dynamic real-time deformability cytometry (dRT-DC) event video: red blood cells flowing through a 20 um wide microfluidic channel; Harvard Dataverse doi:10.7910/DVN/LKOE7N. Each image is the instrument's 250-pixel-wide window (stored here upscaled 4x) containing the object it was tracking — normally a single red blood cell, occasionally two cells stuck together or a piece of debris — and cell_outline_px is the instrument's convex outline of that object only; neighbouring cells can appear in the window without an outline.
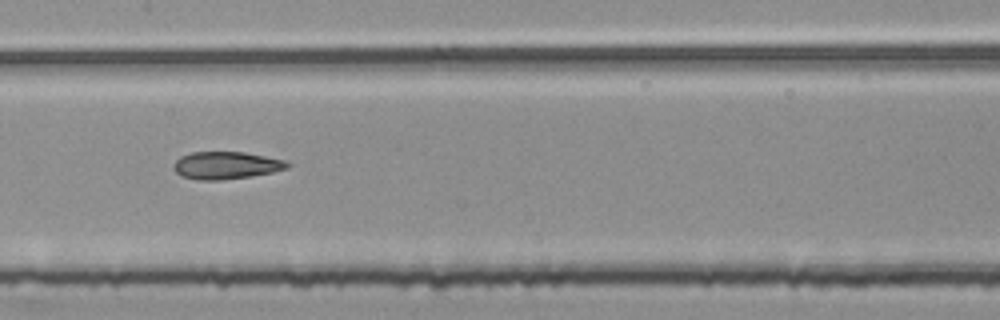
{"species": "common noctule bat (a hibernating species)", "species_latin": "Nyctalus noctula", "temperature_condition": "room temperature", "stored_images_in_passage": 54, "segment_of_instrument_passage": [2, 2], "camera_frame_rate_fps": 3000, "um_per_image_px": 0.085, "animal": {"sex": "female", "body_mass_g": 25.1}, "frame": {"image": 1, "passage_image": 27, "time_ms": 8.667, "image_size_px": [1000, 320], "cell_outline_px": [[292, 164], [288, 168], [272, 172], [252, 176], [220, 180], [196, 180], [184, 176], [176, 172], [172, 168], [172, 164], [180, 156], [192, 152], [244, 152], [284, 160]], "centroid_in_image_um": [19.2, 14.05], "position_along_channel_um": 188.2, "area_um2": 18.21}}
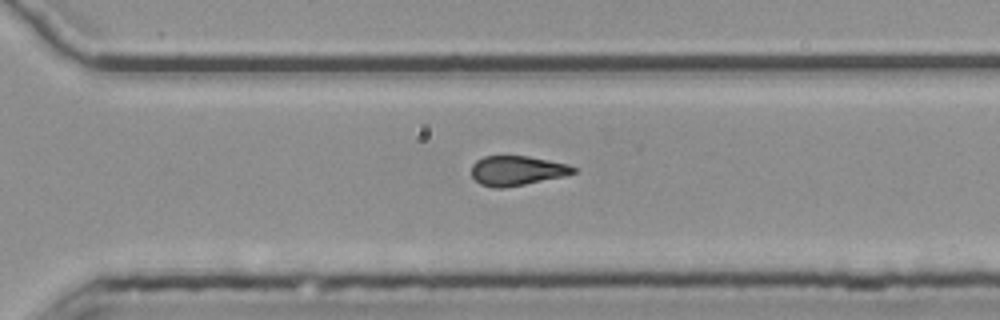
{"frame": {"image": 2, "passage_image": 38, "time_ms": 12.333, "image_size_px": [1000, 320], "cell_outline_px": [[576, 172], [564, 176], [504, 188], [496, 188], [480, 184], [472, 176], [472, 164], [476, 160], [484, 156], [528, 156], [568, 164], [576, 168]], "centroid_in_image_um": [43.93, 14.5], "position_along_channel_um": 326.7, "area_um2": 17.51}}
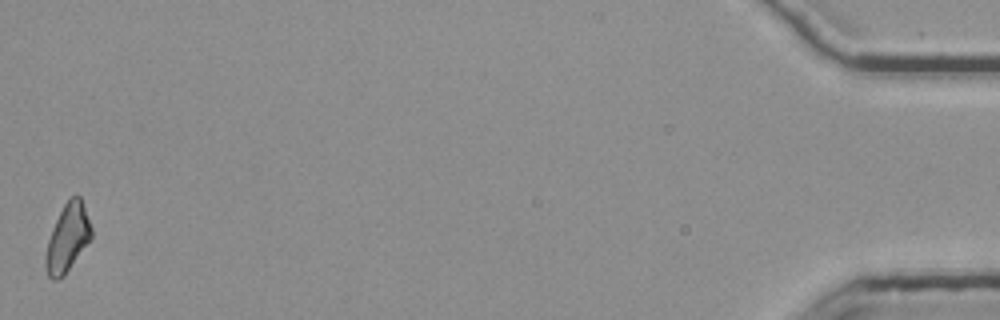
{"frame": {"image": 3, "passage_image": 54, "time_ms": 17.667, "image_size_px": [1000, 320], "cell_outline_px": [[92, 236], [64, 276], [56, 280], [52, 280], [48, 276], [44, 264], [44, 256], [48, 240], [52, 228], [64, 204], [76, 192], [80, 196], [92, 228]], "centroid_in_image_um": [5.72, 20.23], "position_along_channel_um": 429.5, "area_um2": 17.98}}